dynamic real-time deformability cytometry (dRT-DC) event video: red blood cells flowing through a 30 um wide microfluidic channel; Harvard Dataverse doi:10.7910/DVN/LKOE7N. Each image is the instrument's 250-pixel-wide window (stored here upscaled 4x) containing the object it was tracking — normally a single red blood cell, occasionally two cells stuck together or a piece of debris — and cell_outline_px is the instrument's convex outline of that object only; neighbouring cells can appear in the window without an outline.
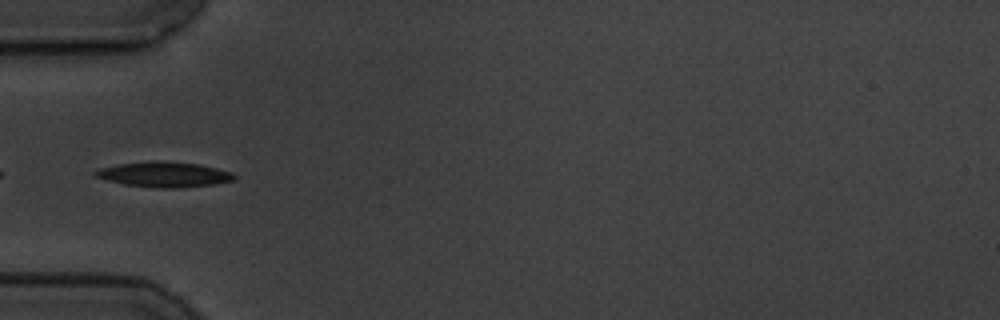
{"species": "common noctule bat (a hibernating species)", "species_latin": "Nyctalus noctula", "temperature_condition": "cold", "stored_images_in_passage": 8, "camera_frame_rate_fps": 3000, "um_per_image_px": 0.085, "animal": {"sex": "male", "body_mass_g": 19.5, "forearm_length_mm": 54.6}, "frame": {"image": 1, "passage_image": 5, "time_ms": 4.667, "image_size_px": [1000, 320], "cell_outline_px": [[236, 180], [216, 184], [180, 188], [156, 188], [124, 184], [108, 180], [96, 176], [92, 172], [100, 168], [120, 164], [156, 160], [160, 160], [200, 164], [232, 172], [236, 176]], "centroid_in_image_um": [14.01, 14.83], "position_along_channel_um": 71.0, "area_um2": 20.52}}
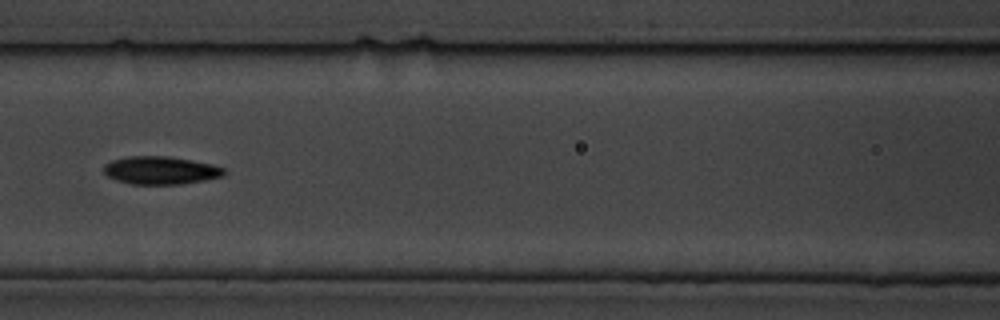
{"frame": {"image": 2, "passage_image": 7, "time_ms": 7.0, "image_size_px": [1000, 320], "cell_outline_px": [[224, 176], [184, 184], [132, 184], [116, 180], [108, 176], [104, 172], [104, 164], [112, 160], [128, 156], [168, 156], [192, 160], [212, 164], [224, 168]], "centroid_in_image_um": [13.65, 14.48], "position_along_channel_um": 152.9, "area_um2": 19.59}}
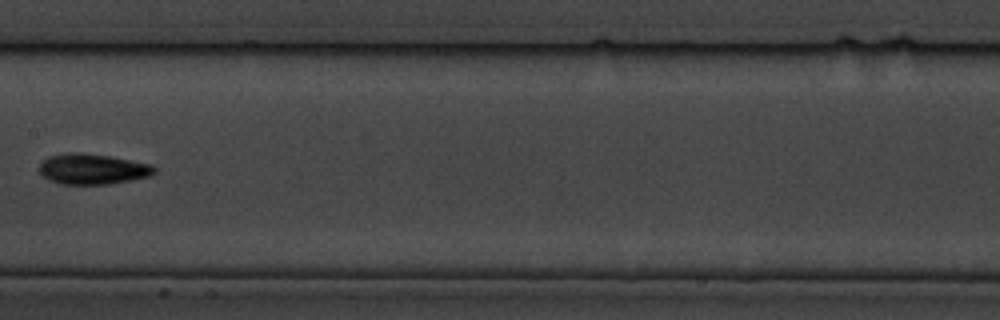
{"frame": {"image": 3, "passage_image": 8, "time_ms": 8.333, "image_size_px": [1000, 320], "cell_outline_px": [[156, 172], [152, 176], [132, 180], [108, 184], [60, 184], [48, 180], [40, 172], [40, 164], [48, 156], [72, 152], [76, 152], [108, 156], [152, 164], [156, 168]], "centroid_in_image_um": [7.9, 14.38], "position_along_channel_um": 199.5, "area_um2": 20.46}}